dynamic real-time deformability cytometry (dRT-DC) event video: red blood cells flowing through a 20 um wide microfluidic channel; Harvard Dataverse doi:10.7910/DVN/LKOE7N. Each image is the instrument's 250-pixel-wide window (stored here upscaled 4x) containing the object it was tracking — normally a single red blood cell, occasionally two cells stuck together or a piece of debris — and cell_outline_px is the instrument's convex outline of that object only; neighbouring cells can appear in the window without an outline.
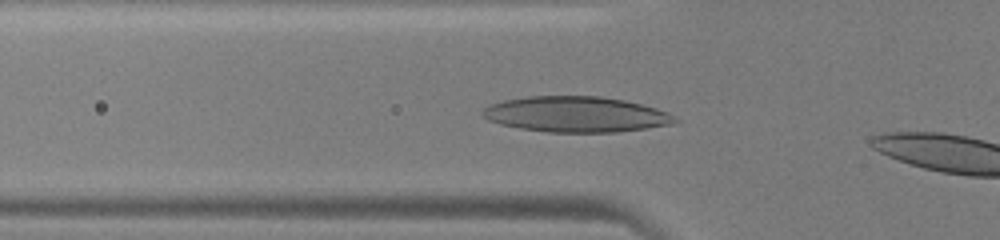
{"species": "human", "species_latin": "Homo sapiens", "temperature_condition": "warm", "stored_images_in_passage": 5, "camera_frame_rate_fps": 3000, "um_per_image_px": 0.085, "donor": {"sex": "male"}, "frame": {"image": 1, "passage_image": 3, "time_ms": 0.667, "image_size_px": [1000, 240], "cell_outline_px": [[680, 120], [672, 124], [648, 128], [616, 132], [548, 132], [520, 128], [500, 124], [488, 120], [480, 116], [480, 112], [484, 108], [492, 104], [504, 100], [528, 96], [600, 96], [624, 100], [656, 108], [668, 112], [676, 116]], "centroid_in_image_um": [48.96, 9.72], "position_along_channel_um": 76.8, "area_um2": 40.06}}